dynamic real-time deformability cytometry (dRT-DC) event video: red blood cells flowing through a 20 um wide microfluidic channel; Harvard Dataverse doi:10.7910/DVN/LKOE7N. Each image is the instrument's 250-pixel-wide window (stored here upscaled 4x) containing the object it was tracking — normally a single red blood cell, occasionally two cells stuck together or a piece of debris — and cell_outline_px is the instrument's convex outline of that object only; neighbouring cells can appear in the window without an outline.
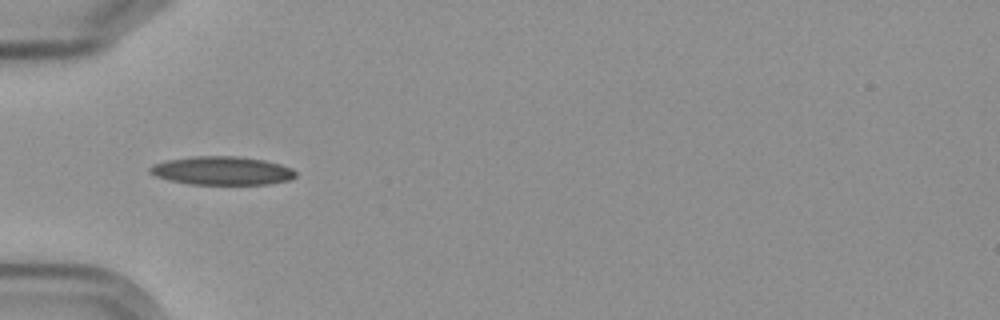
{"species": "Egyptian fruit bat (a non-hibernating species)", "species_latin": "Rousettus aegyptiacus", "temperature_condition": "cold", "stored_images_in_passage": 9, "camera_frame_rate_fps": 3000, "um_per_image_px": 0.085, "frame": {"image": 1, "passage_image": 6, "time_ms": 6.0, "image_size_px": [1000, 320], "cell_outline_px": [[296, 176], [288, 180], [268, 184], [192, 184], [168, 180], [156, 176], [148, 172], [148, 168], [152, 164], [168, 160], [196, 156], [236, 156], [264, 160], [280, 164], [292, 168], [296, 172]], "centroid_in_image_um": [18.85, 14.51], "position_along_channel_um": 66.1, "area_um2": 24.1}}
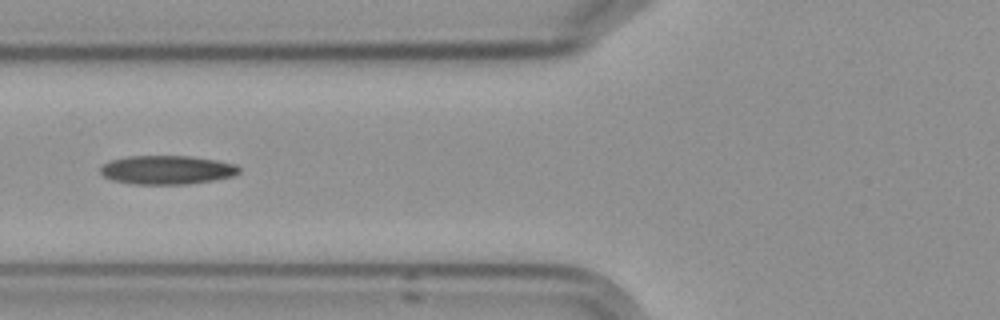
{"frame": {"image": 2, "passage_image": 7, "time_ms": 7.333, "image_size_px": [1000, 320], "cell_outline_px": [[240, 172], [236, 176], [188, 184], [136, 184], [112, 180], [104, 176], [100, 172], [100, 168], [108, 160], [128, 156], [188, 156], [216, 160], [236, 164], [240, 168]], "centroid_in_image_um": [14.2, 14.44], "position_along_channel_um": 111.6, "area_um2": 23.35}}
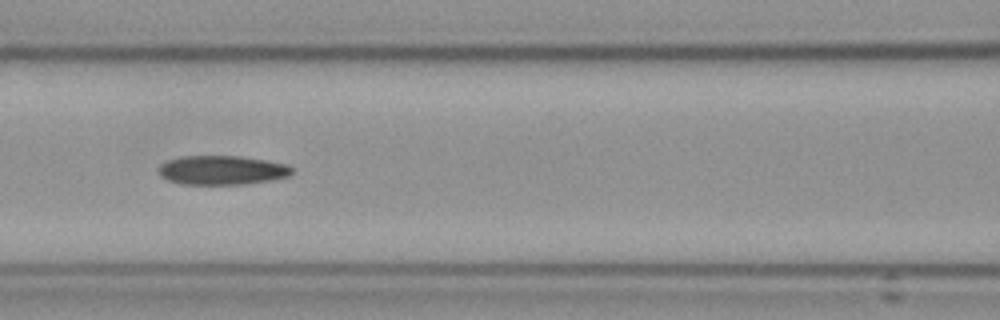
{"frame": {"image": 3, "passage_image": 8, "time_ms": 8.333, "image_size_px": [1000, 320], "cell_outline_px": [[292, 172], [288, 176], [268, 180], [244, 184], [184, 184], [168, 180], [160, 176], [160, 164], [168, 160], [184, 156], [240, 156], [268, 160], [288, 164], [292, 168]], "centroid_in_image_um": [18.88, 14.45], "position_along_channel_um": 147.7, "area_um2": 22.48}}